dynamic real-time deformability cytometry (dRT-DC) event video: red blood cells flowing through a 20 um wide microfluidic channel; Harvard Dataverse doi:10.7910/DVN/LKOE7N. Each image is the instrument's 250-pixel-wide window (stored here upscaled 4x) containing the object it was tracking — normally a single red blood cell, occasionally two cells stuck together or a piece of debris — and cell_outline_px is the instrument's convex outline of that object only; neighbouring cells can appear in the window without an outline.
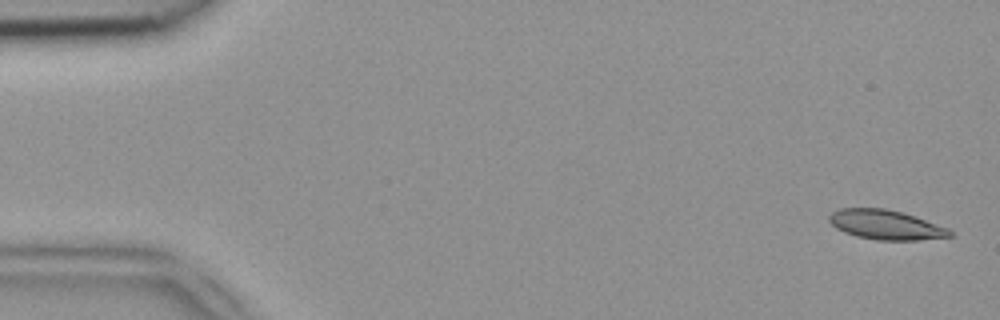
{"species": "common noctule bat (a hibernating species)", "species_latin": "Nyctalus noctula", "temperature_condition": "room temperature", "stored_images_in_passage": 13, "camera_frame_rate_fps": 3000, "um_per_image_px": 0.085, "animal": {"sex": "female", "body_mass_g": 18.4}, "frame": {"image": 1, "passage_image": 1, "time_ms": 0.0, "image_size_px": [1000, 320], "cell_outline_px": [[952, 236], [916, 240], [876, 240], [856, 236], [844, 232], [836, 228], [828, 220], [828, 216], [832, 212], [840, 208], [884, 208], [900, 212], [948, 228], [952, 232]], "centroid_in_image_um": [75.24, 19.11], "position_along_channel_um": 9.8, "area_um2": 20.52}}
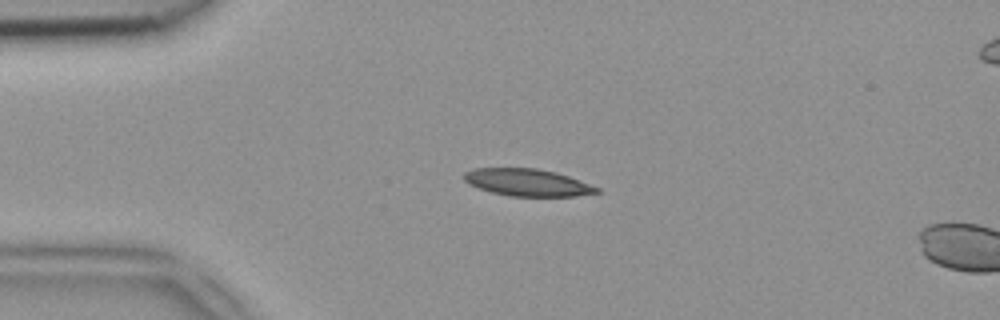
{"frame": {"image": 2, "passage_image": 11, "time_ms": 3.333, "image_size_px": [1000, 320], "cell_outline_px": [[600, 192], [576, 196], [508, 196], [492, 192], [468, 184], [464, 180], [464, 172], [476, 168], [536, 168], [556, 172], [568, 176], [600, 188]], "centroid_in_image_um": [44.83, 15.51], "position_along_channel_um": 40.2, "area_um2": 20.92}}